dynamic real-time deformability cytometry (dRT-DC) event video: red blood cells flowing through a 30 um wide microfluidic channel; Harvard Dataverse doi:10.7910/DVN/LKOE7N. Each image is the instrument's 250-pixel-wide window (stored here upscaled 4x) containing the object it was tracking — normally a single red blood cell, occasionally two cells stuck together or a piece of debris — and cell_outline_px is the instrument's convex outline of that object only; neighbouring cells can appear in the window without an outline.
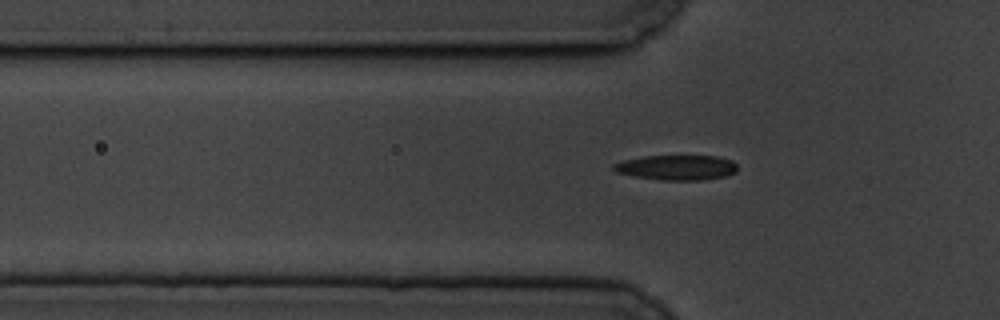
{"species": "common noctule bat (a hibernating species)", "species_latin": "Nyctalus noctula", "temperature_condition": "cold", "stored_images_in_passage": 43, "camera_frame_rate_fps": 3000, "um_per_image_px": 0.085, "animal": {"sex": "male", "body_mass_g": 19.5, "forearm_length_mm": 54.6}, "frame": {"image": 1, "passage_image": 2, "time_ms": 0.333, "image_size_px": [1000, 320], "cell_outline_px": [[736, 172], [728, 176], [700, 180], [664, 180], [636, 176], [616, 172], [612, 168], [612, 164], [624, 160], [644, 156], [716, 156], [732, 160], [736, 164]], "centroid_in_image_um": [57.54, 14.23], "position_along_channel_um": 68.3, "area_um2": 17.98}}
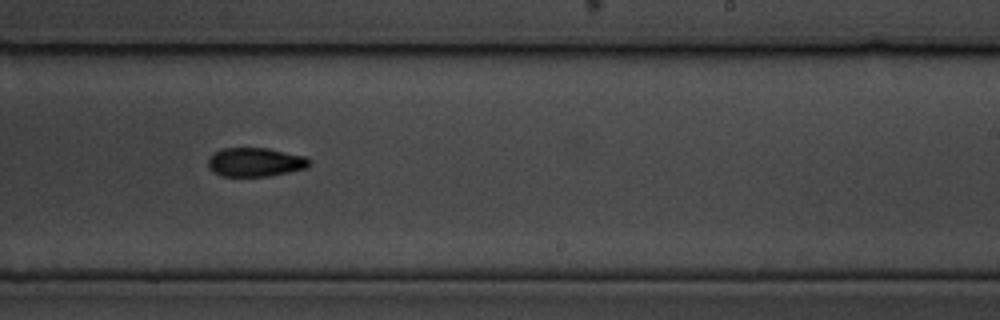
{"frame": {"image": 2, "passage_image": 20, "time_ms": 6.333, "image_size_px": [1000, 320], "cell_outline_px": [[308, 168], [268, 176], [220, 176], [212, 172], [208, 168], [208, 160], [216, 152], [224, 148], [264, 148], [304, 156], [308, 160]], "centroid_in_image_um": [21.65, 13.8], "position_along_channel_um": 267.3, "area_um2": 16.76}}
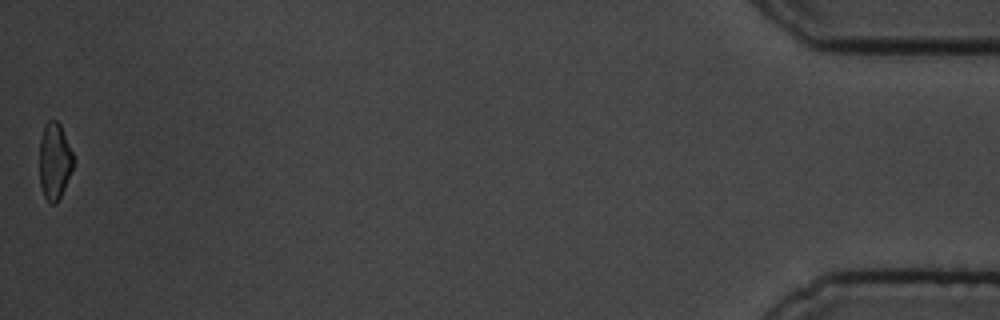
{"frame": {"image": 3, "passage_image": 43, "time_ms": 14.0, "image_size_px": [1000, 320], "cell_outline_px": [[72, 168], [64, 188], [56, 204], [52, 204], [44, 196], [40, 184], [40, 136], [44, 124], [48, 120], [56, 120], [60, 124], [72, 152]], "centroid_in_image_um": [4.61, 13.66], "position_along_channel_um": 430.6, "area_um2": 14.85}, "authors_computed_cell_mechanics": {"area_um2": 16.8776, "velocity_mm_per_s": 3.3299, "shape_relaxation_time_tau1_ms": 3.1862, "shape_relaxation_time_tau2_ms": null, "deformation_change_tau1": 0.1273, "deformation_change_tau2": null}}